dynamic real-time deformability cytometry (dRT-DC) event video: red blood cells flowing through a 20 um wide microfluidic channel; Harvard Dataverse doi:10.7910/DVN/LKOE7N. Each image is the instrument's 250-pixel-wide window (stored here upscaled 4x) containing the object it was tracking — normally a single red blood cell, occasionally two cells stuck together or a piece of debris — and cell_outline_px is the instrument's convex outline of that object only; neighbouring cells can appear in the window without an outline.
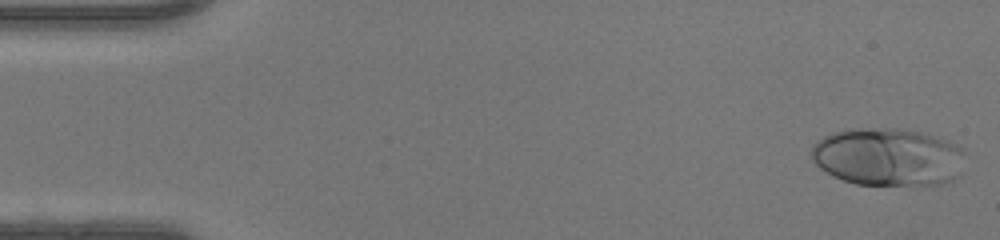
{"species": "human", "species_latin": "Homo sapiens", "temperature_condition": "warm", "stored_images_in_passage": 46, "camera_frame_rate_fps": 3000, "um_per_image_px": 0.085, "donor": {"sex": "female"}, "frame": {"image": 1, "passage_image": 1, "time_ms": 0.0, "image_size_px": [1000, 240], "cell_outline_px": [[964, 152], [956, 176], [952, 180], [944, 184], [856, 184], [832, 176], [820, 168], [812, 160], [812, 148], [816, 140], [832, 132], [844, 128], [896, 128], [920, 132], [948, 140], [964, 148]], "centroid_in_image_um": [75.43, 13.31], "position_along_channel_um": 9.6, "area_um2": 51.79}}
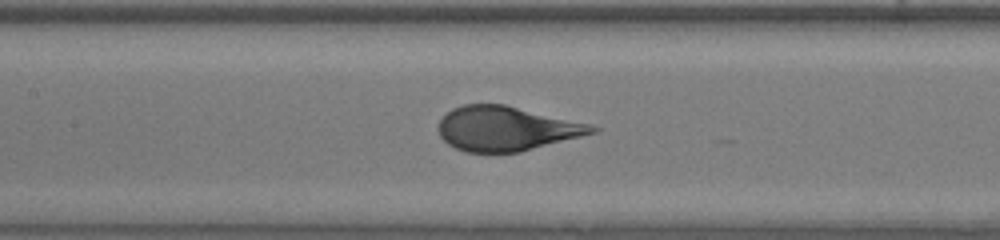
{"frame": {"image": 2, "passage_image": 21, "time_ms": 6.667, "image_size_px": [1000, 240], "cell_outline_px": [[600, 128], [596, 132], [520, 152], [464, 152], [448, 144], [440, 136], [436, 128], [440, 120], [452, 108], [464, 104], [504, 104], [592, 124]], "centroid_in_image_um": [43.01, 10.92], "position_along_channel_um": 164.4, "area_um2": 39.77}}
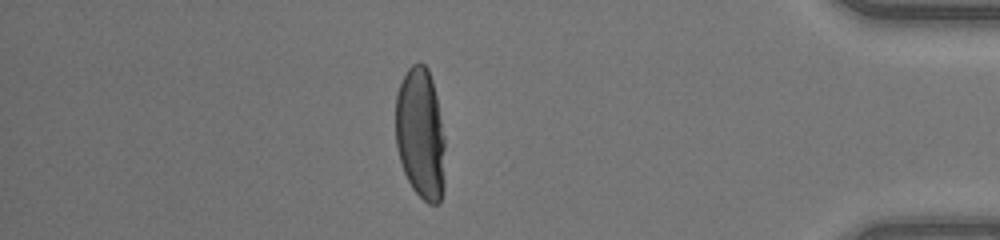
{"frame": {"image": 3, "passage_image": 40, "time_ms": 13.0, "image_size_px": [1000, 240], "cell_outline_px": [[444, 188], [440, 204], [428, 204], [412, 188], [404, 172], [396, 148], [396, 96], [400, 84], [408, 68], [412, 64], [420, 60], [428, 68], [432, 80], [436, 96], [444, 140]], "centroid_in_image_um": [35.74, 11.38], "position_along_channel_um": 399.5, "area_um2": 37.97}}